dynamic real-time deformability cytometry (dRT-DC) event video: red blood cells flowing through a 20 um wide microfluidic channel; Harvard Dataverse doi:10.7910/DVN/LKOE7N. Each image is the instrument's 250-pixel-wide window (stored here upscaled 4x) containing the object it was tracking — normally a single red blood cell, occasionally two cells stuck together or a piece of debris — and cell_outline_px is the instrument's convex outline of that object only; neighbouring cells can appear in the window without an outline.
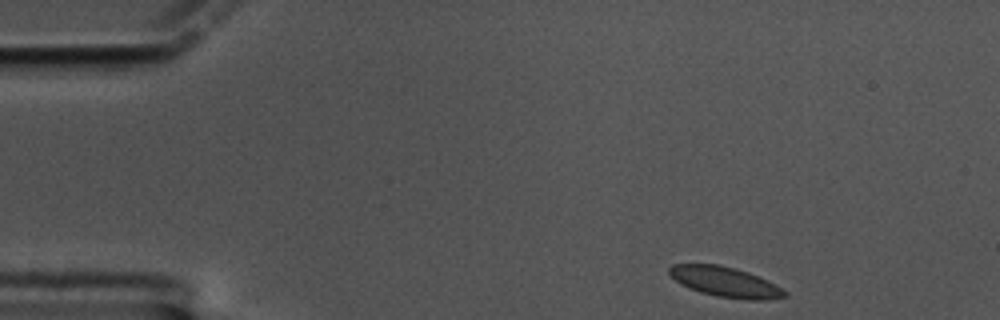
{"species": "common noctule bat (a hibernating species)", "species_latin": "Nyctalus noctula", "temperature_condition": "cold", "stored_images_in_passage": 54, "camera_frame_rate_fps": 3000, "um_per_image_px": 0.085, "animal": {"sex": "male", "body_mass_g": 17.5, "forearm_length_mm": 52.3}, "frame": {"image": 1, "passage_image": 1, "time_ms": 0.0, "image_size_px": [1000, 320], "cell_outline_px": [[788, 296], [764, 300], [748, 300], [716, 296], [700, 292], [688, 288], [680, 284], [668, 272], [668, 268], [672, 264], [720, 264], [736, 268], [748, 272], [788, 292]], "centroid_in_image_um": [61.6, 23.96], "position_along_channel_um": 23.4, "area_um2": 20.11}}
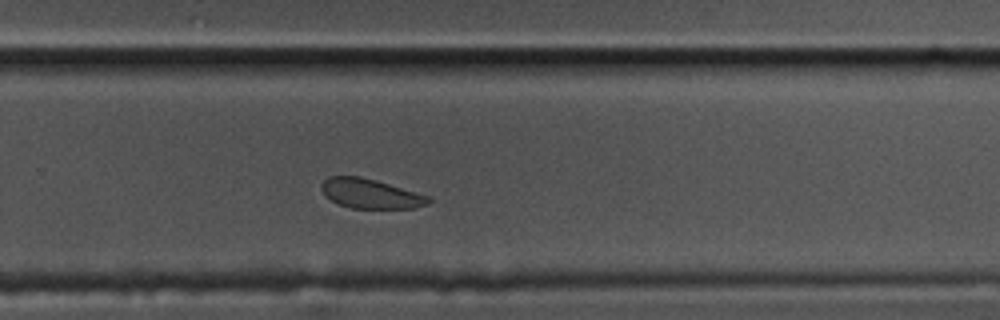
{"frame": {"image": 2, "passage_image": 33, "time_ms": 10.667, "image_size_px": [1000, 320], "cell_outline_px": [[432, 200], [428, 204], [416, 208], [352, 208], [336, 204], [324, 196], [320, 188], [320, 184], [328, 176], [360, 176], [376, 180], [428, 196]], "centroid_in_image_um": [31.43, 16.46], "position_along_channel_um": 298.4, "area_um2": 18.55}}
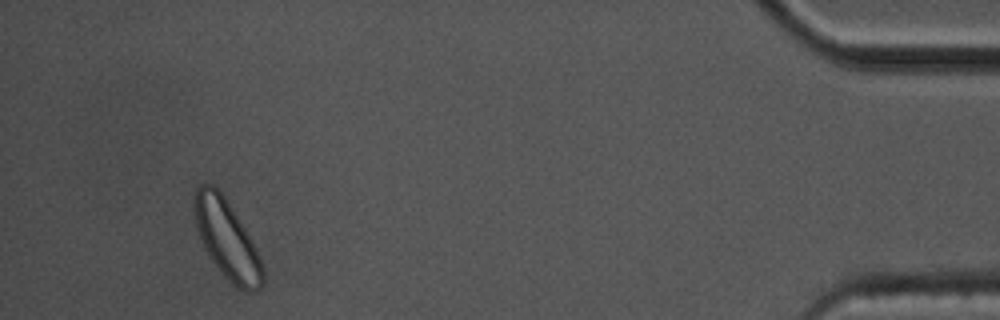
{"frame": {"image": 3, "passage_image": 50, "time_ms": 16.333, "image_size_px": [1000, 320], "cell_outline_px": [[264, 284], [256, 292], [244, 292], [228, 280], [224, 276], [212, 260], [200, 236], [196, 224], [196, 188], [200, 184], [212, 184], [224, 196], [244, 228], [256, 248], [260, 256], [264, 268]], "centroid_in_image_um": [19.36, 20.42], "position_along_channel_um": 415.8, "area_um2": 30.52}, "authors_computed_cell_mechanics": {"area_um2": 20.0855, "velocity_mm_per_s": 3.282, "shape_relaxation_time_tau1_ms": 1.9199, "shape_relaxation_time_tau2_ms": null, "deformation_change_tau1": 0.0443, "deformation_change_tau2": null}}